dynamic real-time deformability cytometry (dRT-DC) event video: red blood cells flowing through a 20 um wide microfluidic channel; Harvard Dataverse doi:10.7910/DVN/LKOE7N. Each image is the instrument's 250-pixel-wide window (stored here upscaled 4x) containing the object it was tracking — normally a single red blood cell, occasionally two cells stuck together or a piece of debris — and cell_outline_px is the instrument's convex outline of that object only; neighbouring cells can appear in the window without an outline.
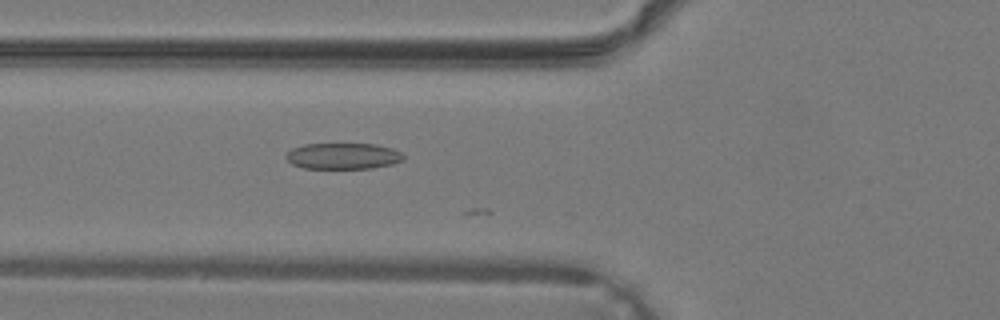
{"species": "common noctule bat (a hibernating species)", "species_latin": "Nyctalus noctula", "temperature_condition": "warm", "stored_images_in_passage": 18, "camera_frame_rate_fps": 3000, "um_per_image_px": 0.085, "animal": {"sex": "male", "body_mass_g": 19.2, "forearm_length_mm": 51.8}, "frame": {"image": 1, "passage_image": 15, "time_ms": 4.667, "image_size_px": [1000, 320], "cell_outline_px": [[404, 160], [392, 164], [372, 168], [304, 168], [292, 164], [284, 156], [292, 148], [304, 144], [376, 144], [392, 148], [400, 152], [404, 156]], "centroid_in_image_um": [29.16, 13.26], "position_along_channel_um": 96.6, "area_um2": 17.86}}
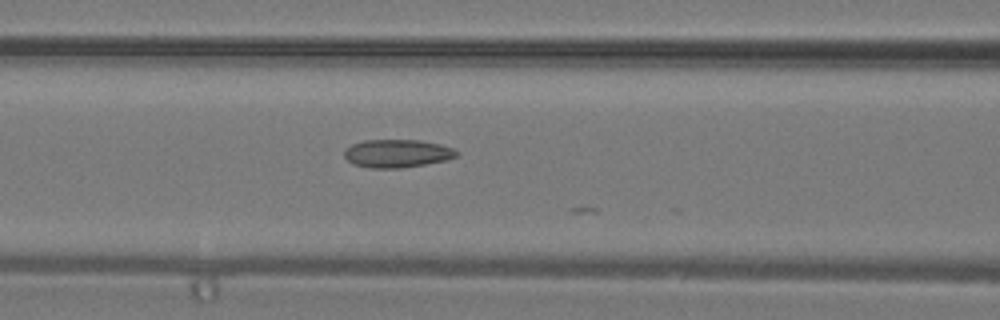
{"frame": {"image": 2, "passage_image": 17, "time_ms": 5.333, "image_size_px": [1000, 320], "cell_outline_px": [[460, 152], [456, 156], [448, 160], [400, 168], [368, 168], [352, 164], [344, 156], [344, 148], [352, 144], [364, 140], [420, 140], [440, 144], [452, 148]], "centroid_in_image_um": [33.74, 13.04], "position_along_channel_um": 132.9, "area_um2": 18.5}}